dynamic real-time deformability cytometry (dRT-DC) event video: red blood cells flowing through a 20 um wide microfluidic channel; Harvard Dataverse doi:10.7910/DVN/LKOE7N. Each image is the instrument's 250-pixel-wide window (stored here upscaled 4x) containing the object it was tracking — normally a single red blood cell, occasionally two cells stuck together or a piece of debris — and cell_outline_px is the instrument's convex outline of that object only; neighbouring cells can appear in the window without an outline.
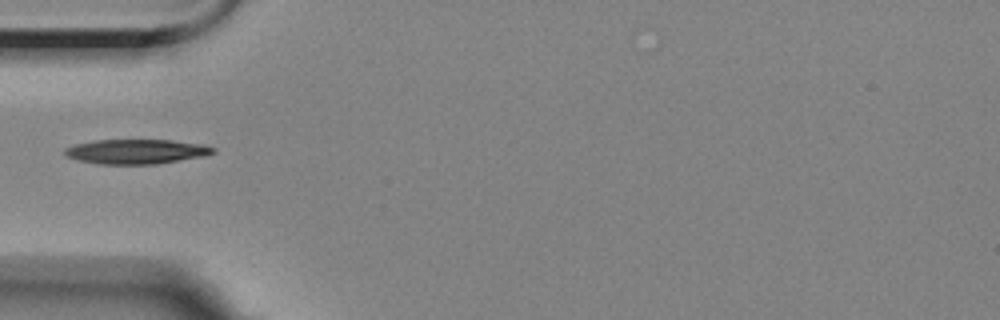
{"species": "Egyptian fruit bat (a non-hibernating species)", "species_latin": "Rousettus aegyptiacus", "temperature_condition": "room temperature", "stored_images_in_passage": 11, "camera_frame_rate_fps": 3000, "um_per_image_px": 0.085, "animal": {"sex": "female"}, "frame": {"image": 1, "passage_image": 1, "time_ms": 0.0, "image_size_px": [1000, 320], "cell_outline_px": [[216, 152], [204, 156], [156, 164], [96, 164], [64, 156], [64, 148], [76, 144], [96, 140], [172, 140], [200, 144], [216, 148]], "centroid_in_image_um": [11.57, 12.88], "position_along_channel_um": 73.4, "area_um2": 21.27}}
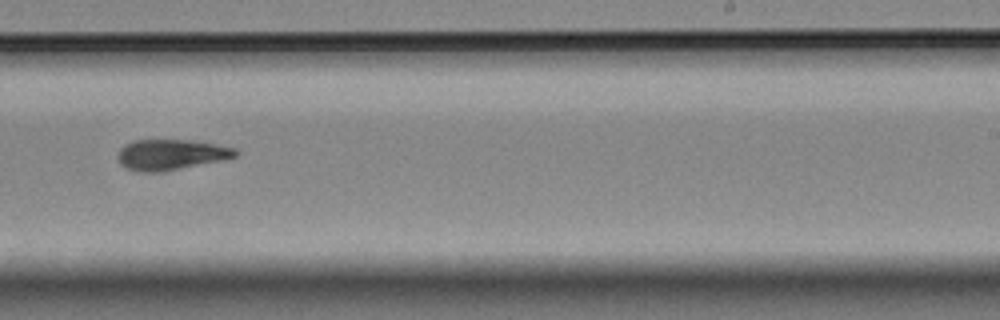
{"frame": {"image": 2, "passage_image": 6, "time_ms": 5.667, "image_size_px": [1000, 320], "cell_outline_px": [[236, 156], [224, 160], [160, 172], [140, 172], [128, 168], [120, 164], [120, 148], [124, 144], [132, 140], [192, 140], [236, 148]], "centroid_in_image_um": [14.54, 13.14], "position_along_channel_um": 274.5, "area_um2": 20.75}}
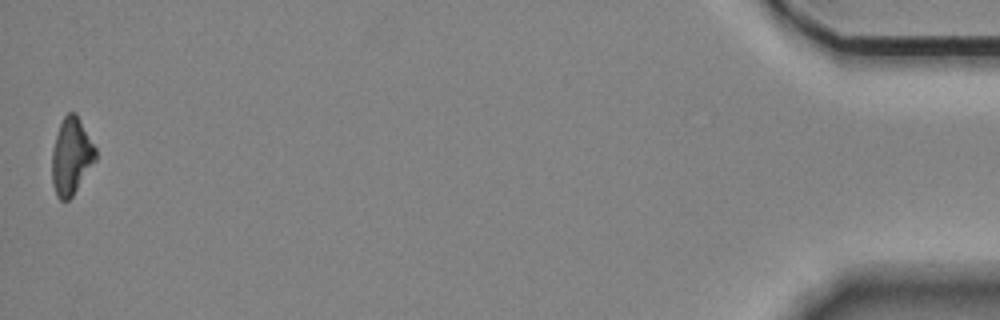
{"frame": {"image": 3, "passage_image": 11, "time_ms": 12.667, "image_size_px": [1000, 320], "cell_outline_px": [[96, 160], [72, 196], [68, 200], [60, 200], [56, 196], [52, 184], [52, 152], [56, 136], [60, 124], [64, 116], [68, 112], [76, 112], [96, 148]], "centroid_in_image_um": [6.06, 13.29], "position_along_channel_um": 429.1, "area_um2": 19.42}}